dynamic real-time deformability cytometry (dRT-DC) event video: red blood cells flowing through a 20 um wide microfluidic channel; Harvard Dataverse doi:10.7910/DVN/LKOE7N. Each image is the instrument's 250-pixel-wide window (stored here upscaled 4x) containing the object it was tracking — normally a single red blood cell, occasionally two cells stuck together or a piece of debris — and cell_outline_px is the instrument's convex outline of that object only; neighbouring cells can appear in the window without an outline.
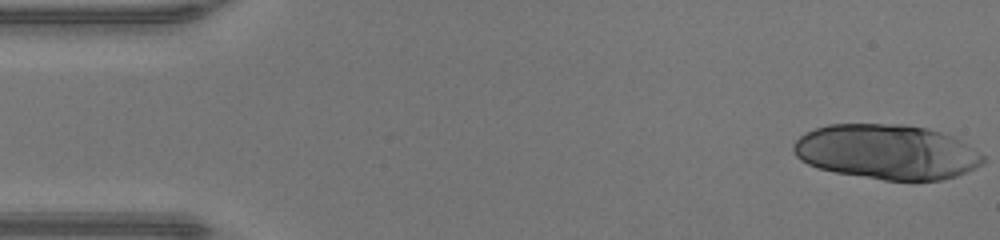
{"species": "human", "species_latin": "Homo sapiens", "temperature_condition": "warm", "stored_images_in_passage": 18, "camera_frame_rate_fps": 3000, "um_per_image_px": 0.085, "donor": {"sex": "male"}, "frame": {"image": 1, "passage_image": 1, "time_ms": 0.0, "image_size_px": [1000, 240], "cell_outline_px": [[984, 160], [980, 164], [956, 176], [940, 180], [884, 180], [836, 172], [820, 168], [808, 164], [800, 160], [796, 156], [792, 148], [792, 144], [800, 136], [816, 128], [828, 124], [904, 124], [928, 128], [952, 136], [984, 156]], "centroid_in_image_um": [75.33, 12.9], "position_along_channel_um": 9.7, "area_um2": 60.11}}